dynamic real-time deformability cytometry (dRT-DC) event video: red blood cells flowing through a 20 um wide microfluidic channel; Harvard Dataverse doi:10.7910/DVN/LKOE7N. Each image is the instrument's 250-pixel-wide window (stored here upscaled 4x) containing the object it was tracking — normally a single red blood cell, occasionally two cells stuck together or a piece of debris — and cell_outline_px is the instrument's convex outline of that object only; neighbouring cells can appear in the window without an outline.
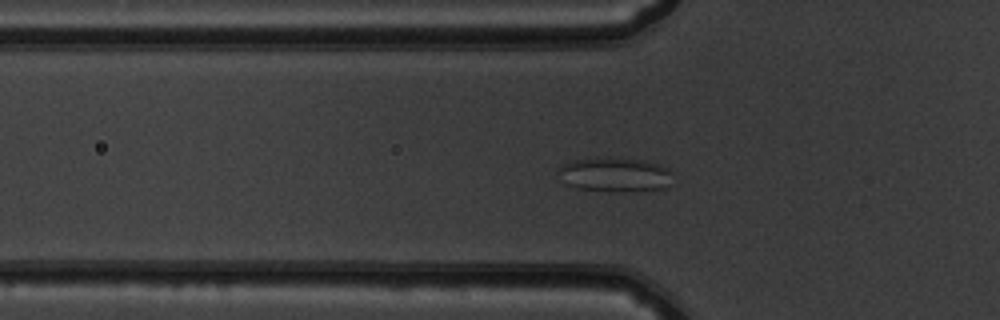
{"species": "common noctule bat (a hibernating species)", "species_latin": "Nyctalus noctula", "temperature_condition": "warm", "stored_images_in_passage": 55, "segment_of_instrument_passage": [1, 2], "camera_frame_rate_fps": 3000, "um_per_image_px": 0.085, "animal": {"sex": "male", "body_mass_g": 19.5, "forearm_length_mm": 54.6}, "frame": {"image": 1, "passage_image": 19, "time_ms": 6.0, "image_size_px": [1000, 320], "cell_outline_px": [[672, 172], [668, 188], [580, 188], [564, 184], [560, 180], [556, 172], [564, 164], [576, 160], [644, 160], [660, 164], [668, 168]], "centroid_in_image_um": [52.25, 14.82], "position_along_channel_um": 73.5, "area_um2": 20.98}}
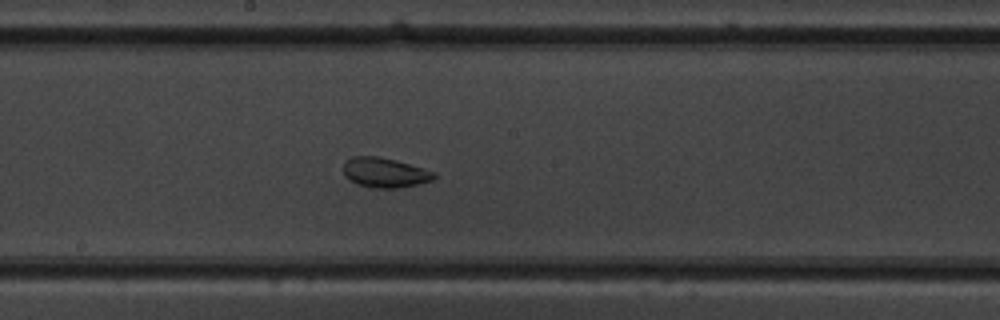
{"frame": {"image": 2, "passage_image": 30, "time_ms": 9.667, "image_size_px": [1000, 320], "cell_outline_px": [[436, 176], [432, 180], [400, 188], [372, 188], [356, 184], [348, 180], [344, 176], [344, 160], [352, 156], [376, 156], [396, 160], [436, 172]], "centroid_in_image_um": [32.67, 14.67], "position_along_channel_um": 215.5, "area_um2": 15.9}}
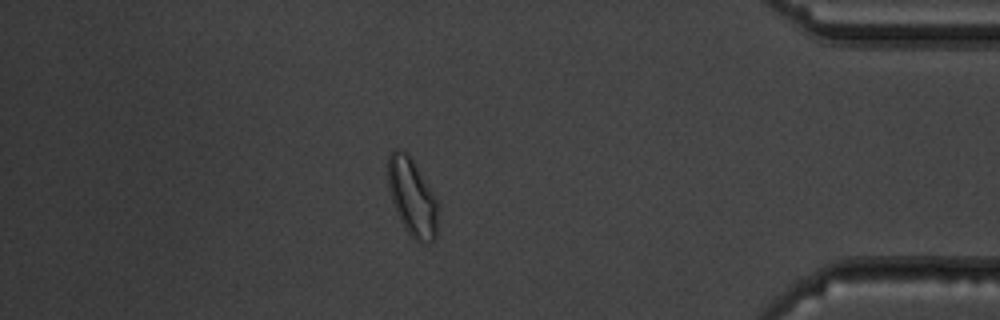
{"frame": {"image": 3, "passage_image": 47, "time_ms": 15.333, "image_size_px": [1000, 320], "cell_outline_px": [[440, 204], [436, 236], [432, 240], [424, 244], [420, 244], [408, 232], [400, 220], [396, 212], [388, 188], [388, 156], [396, 148], [408, 152]], "centroid_in_image_um": [35.06, 16.77], "position_along_channel_um": 400.1, "area_um2": 22.83}}